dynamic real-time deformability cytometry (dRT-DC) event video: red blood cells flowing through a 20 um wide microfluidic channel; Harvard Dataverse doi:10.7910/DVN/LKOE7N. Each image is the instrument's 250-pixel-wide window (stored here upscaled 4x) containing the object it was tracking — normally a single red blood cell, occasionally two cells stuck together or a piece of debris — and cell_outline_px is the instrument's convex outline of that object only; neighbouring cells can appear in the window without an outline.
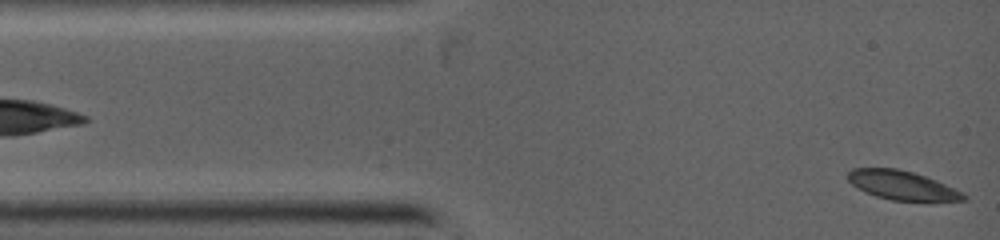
{"species": "common noctule bat (a hibernating species)", "species_latin": "Nyctalus noctula", "temperature_condition": "warm", "stored_images_in_passage": 5, "camera_frame_rate_fps": 5000, "um_per_image_px": 0.085, "animal": {"sex": "female", "body_mass_g": 19.0, "forearm_length_mm": 53.3}, "frame": {"image": 1, "passage_image": 1, "time_ms": 0.0, "image_size_px": [1000, 240], "cell_outline_px": [[968, 200], [892, 200], [876, 196], [864, 192], [856, 188], [844, 176], [852, 168], [896, 168], [912, 172], [936, 180], [968, 196]], "centroid_in_image_um": [76.58, 15.73], "position_along_channel_um": 8.4, "area_um2": 19.31}}
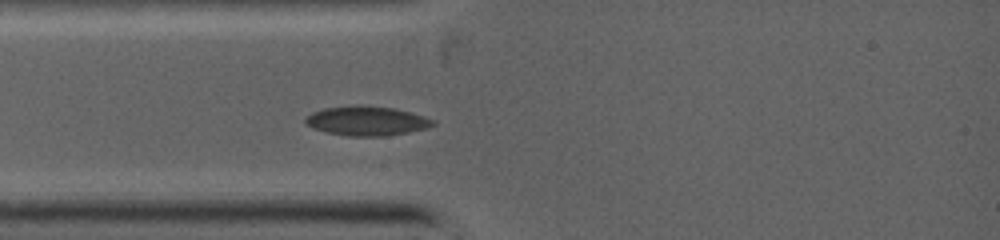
{"frame": {"image": 2, "passage_image": 5, "time_ms": 2.2, "image_size_px": [1000, 240], "cell_outline_px": [[436, 124], [424, 128], [408, 132], [380, 136], [348, 136], [328, 132], [312, 128], [304, 124], [304, 116], [312, 112], [324, 108], [356, 104], [392, 108], [424, 116], [436, 120]], "centroid_in_image_um": [31.1, 10.26], "position_along_channel_um": 53.9, "area_um2": 21.85}}